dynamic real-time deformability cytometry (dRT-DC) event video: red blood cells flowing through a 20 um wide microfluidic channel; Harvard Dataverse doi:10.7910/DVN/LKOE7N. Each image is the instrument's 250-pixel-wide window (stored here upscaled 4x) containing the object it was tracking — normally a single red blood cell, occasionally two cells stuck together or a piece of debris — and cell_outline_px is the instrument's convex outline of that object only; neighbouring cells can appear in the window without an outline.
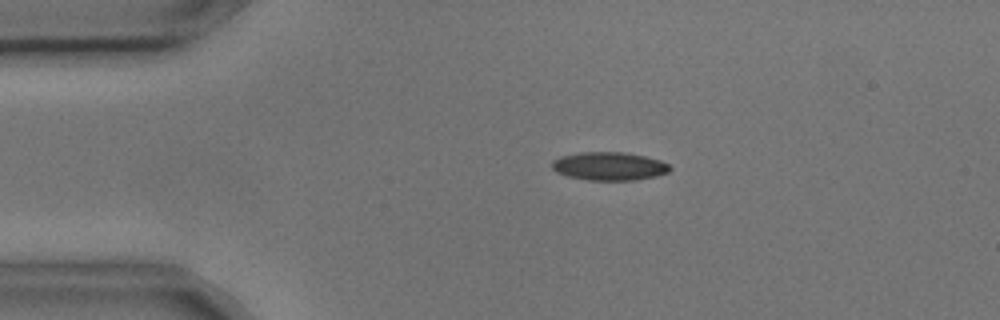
{"species": "common noctule bat (a hibernating species)", "species_latin": "Nyctalus noctula", "temperature_condition": "cold", "stored_images_in_passage": 4, "camera_frame_rate_fps": 3000, "um_per_image_px": 0.085, "animal": {"sex": "male", "body_mass_g": 17.9, "forearm_length_mm": 54.2}, "frame": {"image": 1, "passage_image": 3, "time_ms": 0.667, "image_size_px": [1000, 320], "cell_outline_px": [[672, 168], [668, 172], [656, 176], [636, 180], [588, 180], [568, 176], [556, 172], [552, 168], [552, 160], [560, 156], [580, 152], [624, 152], [644, 156], [660, 160], [668, 164]], "centroid_in_image_um": [51.77, 14.12], "position_along_channel_um": 33.2, "area_um2": 19.48}}